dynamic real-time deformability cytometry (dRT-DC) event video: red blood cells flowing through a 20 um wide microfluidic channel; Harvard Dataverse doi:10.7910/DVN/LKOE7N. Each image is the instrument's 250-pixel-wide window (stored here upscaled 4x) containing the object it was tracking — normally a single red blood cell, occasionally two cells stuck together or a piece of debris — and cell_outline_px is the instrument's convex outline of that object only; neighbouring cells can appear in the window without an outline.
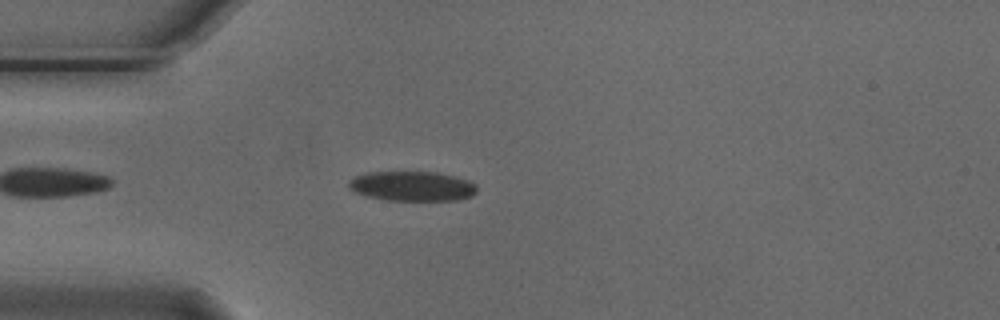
{"species": "Egyptian fruit bat (a non-hibernating species)", "species_latin": "Rousettus aegyptiacus", "temperature_condition": "cold", "stored_images_in_passage": 4, "camera_frame_rate_fps": 3000, "um_per_image_px": 0.085, "animal": {"sex": "male"}, "frame": {"image": 1, "passage_image": 4, "time_ms": 1.0, "image_size_px": [1000, 320], "cell_outline_px": [[476, 192], [472, 196], [460, 200], [388, 200], [364, 196], [348, 188], [348, 180], [356, 176], [368, 172], [436, 172], [468, 180], [476, 184]], "centroid_in_image_um": [35.02, 15.83], "position_along_channel_um": 50.0, "area_um2": 22.25}}